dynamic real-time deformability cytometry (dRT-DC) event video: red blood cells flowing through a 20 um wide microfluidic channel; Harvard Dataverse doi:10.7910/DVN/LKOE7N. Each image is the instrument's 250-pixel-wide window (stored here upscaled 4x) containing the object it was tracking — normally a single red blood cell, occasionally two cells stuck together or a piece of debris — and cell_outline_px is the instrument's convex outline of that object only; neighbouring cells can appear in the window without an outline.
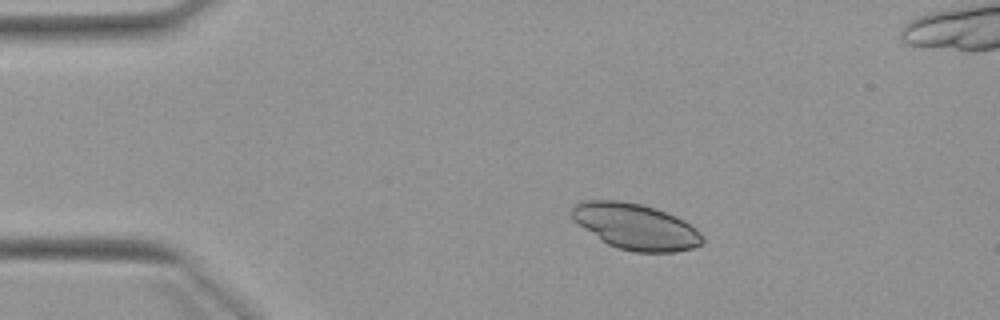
{"species": "Egyptian fruit bat (a non-hibernating species)", "species_latin": "Rousettus aegyptiacus", "temperature_condition": "warm", "stored_images_in_passage": 3, "camera_frame_rate_fps": 3000, "um_per_image_px": 0.085, "animal": {"sex": "female"}, "frame": {"image": 1, "passage_image": 1, "time_ms": 0.0, "image_size_px": [1000, 320], "cell_outline_px": [[704, 244], [692, 248], [672, 252], [636, 252], [616, 248], [608, 244], [572, 220], [572, 208], [576, 204], [584, 200], [616, 200], [640, 204], [676, 216], [684, 220], [700, 232], [704, 236]], "centroid_in_image_um": [54.05, 19.26], "position_along_channel_um": 31.0, "area_um2": 34.68}}